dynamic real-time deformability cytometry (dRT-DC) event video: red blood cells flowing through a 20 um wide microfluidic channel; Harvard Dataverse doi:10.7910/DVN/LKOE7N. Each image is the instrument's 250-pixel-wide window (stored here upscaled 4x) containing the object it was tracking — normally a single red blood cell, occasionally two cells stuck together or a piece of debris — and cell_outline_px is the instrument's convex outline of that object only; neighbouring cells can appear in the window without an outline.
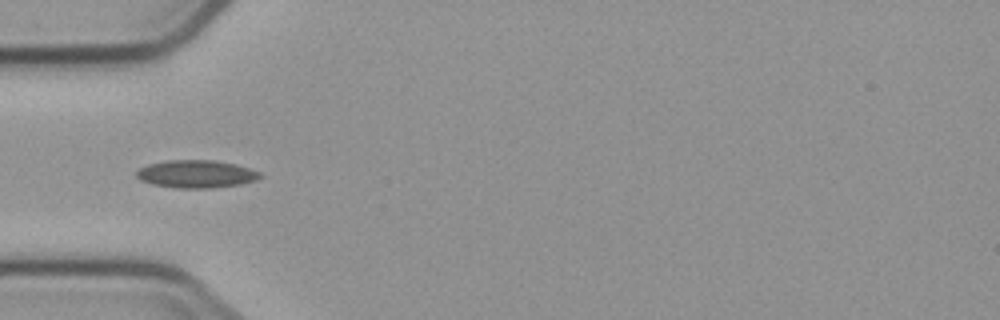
{"species": "common noctule bat (a hibernating species)", "species_latin": "Nyctalus noctula", "temperature_condition": "cold", "stored_images_in_passage": 9, "camera_frame_rate_fps": 3000, "um_per_image_px": 0.085, "animal": {"sex": "male", "body_mass_g": 23.1, "forearm_length_mm": 52.7}, "frame": {"image": 1, "passage_image": 4, "time_ms": 3.667, "image_size_px": [1000, 320], "cell_outline_px": [[264, 176], [256, 180], [240, 184], [212, 188], [176, 188], [152, 184], [140, 180], [136, 176], [136, 172], [140, 168], [148, 164], [168, 160], [216, 160], [236, 164], [260, 172]], "centroid_in_image_um": [16.69, 14.79], "position_along_channel_um": 68.3, "area_um2": 20.06}}
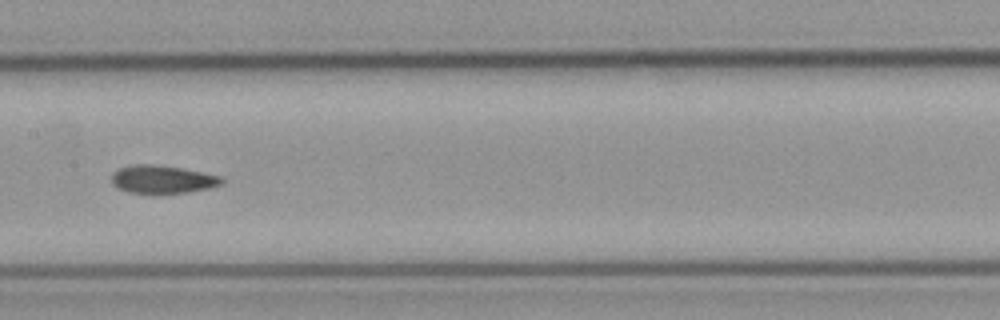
{"frame": {"image": 2, "passage_image": 7, "time_ms": 7.0, "image_size_px": [1000, 320], "cell_outline_px": [[224, 184], [208, 188], [188, 192], [160, 196], [152, 196], [128, 192], [116, 188], [112, 184], [112, 172], [120, 168], [132, 164], [152, 164], [184, 168], [204, 172], [220, 176], [224, 180]], "centroid_in_image_um": [13.79, 15.28], "position_along_channel_um": 193.6, "area_um2": 18.9}}
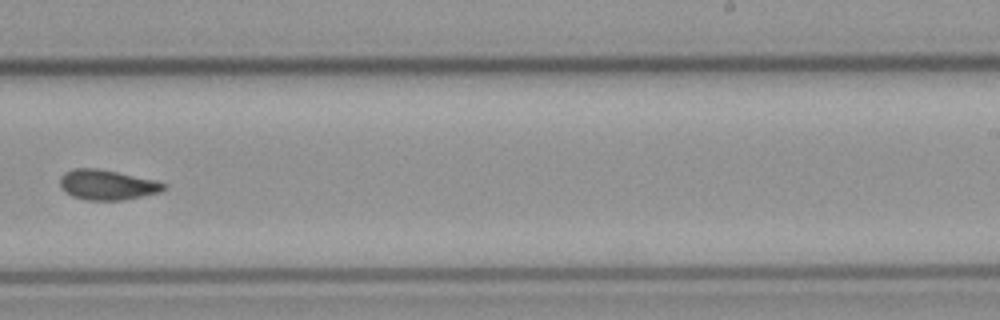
{"frame": {"image": 3, "passage_image": 9, "time_ms": 9.333, "image_size_px": [1000, 320], "cell_outline_px": [[168, 188], [160, 192], [124, 200], [84, 200], [72, 196], [64, 192], [60, 188], [60, 176], [64, 172], [72, 168], [96, 168], [156, 180], [168, 184]], "centroid_in_image_um": [9.1, 15.71], "position_along_channel_um": 279.9, "area_um2": 18.44}}